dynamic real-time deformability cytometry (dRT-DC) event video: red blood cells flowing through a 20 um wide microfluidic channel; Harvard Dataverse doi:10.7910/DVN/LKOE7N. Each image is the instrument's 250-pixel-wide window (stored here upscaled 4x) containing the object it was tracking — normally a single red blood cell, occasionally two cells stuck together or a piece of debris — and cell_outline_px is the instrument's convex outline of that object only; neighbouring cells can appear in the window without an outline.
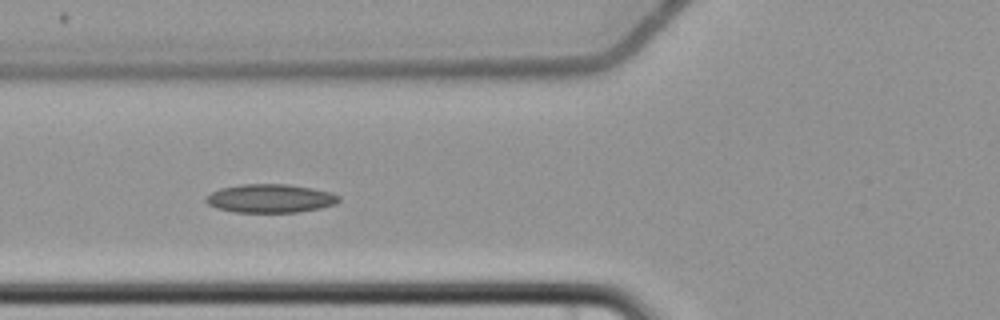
{"species": "common noctule bat (a hibernating species)", "species_latin": "Nyctalus noctula", "temperature_condition": "cold", "stored_images_in_passage": 9, "camera_frame_rate_fps": 3000, "um_per_image_px": 0.085, "animal": {"sex": "female", "body_mass_g": 22.7, "forearm_length_mm": 54.2}, "frame": {"image": 1, "passage_image": 6, "time_ms": 7.333, "image_size_px": [1000, 320], "cell_outline_px": [[340, 200], [336, 204], [320, 208], [296, 212], [232, 212], [216, 208], [208, 204], [204, 200], [212, 192], [220, 188], [240, 184], [288, 184], [312, 188], [332, 192], [340, 196]], "centroid_in_image_um": [22.98, 16.86], "position_along_channel_um": 102.8, "area_um2": 22.2}}
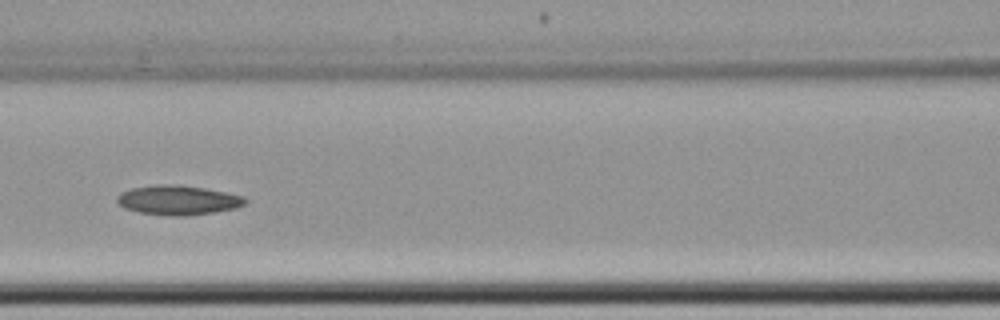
{"frame": {"image": 2, "passage_image": 7, "time_ms": 8.667, "image_size_px": [1000, 320], "cell_outline_px": [[248, 200], [244, 204], [236, 208], [216, 212], [188, 216], [168, 216], [140, 212], [124, 208], [116, 200], [116, 196], [120, 192], [132, 188], [156, 184], [176, 184], [204, 188], [244, 196]], "centroid_in_image_um": [15.12, 17.01], "position_along_channel_um": 151.5, "area_um2": 22.2}}
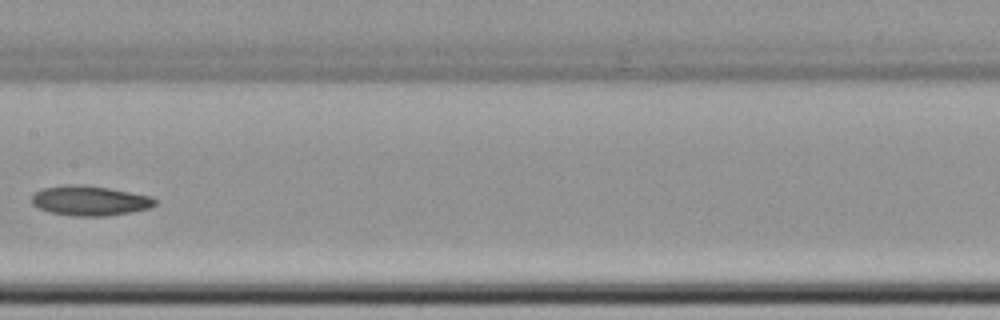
{"frame": {"image": 3, "passage_image": 8, "time_ms": 10.0, "image_size_px": [1000, 320], "cell_outline_px": [[156, 204], [148, 208], [108, 216], [72, 216], [48, 212], [32, 204], [32, 196], [36, 192], [44, 188], [60, 184], [80, 184], [108, 188], [152, 196], [156, 200]], "centroid_in_image_um": [7.61, 17.05], "position_along_channel_um": 199.8, "area_um2": 21.44}}